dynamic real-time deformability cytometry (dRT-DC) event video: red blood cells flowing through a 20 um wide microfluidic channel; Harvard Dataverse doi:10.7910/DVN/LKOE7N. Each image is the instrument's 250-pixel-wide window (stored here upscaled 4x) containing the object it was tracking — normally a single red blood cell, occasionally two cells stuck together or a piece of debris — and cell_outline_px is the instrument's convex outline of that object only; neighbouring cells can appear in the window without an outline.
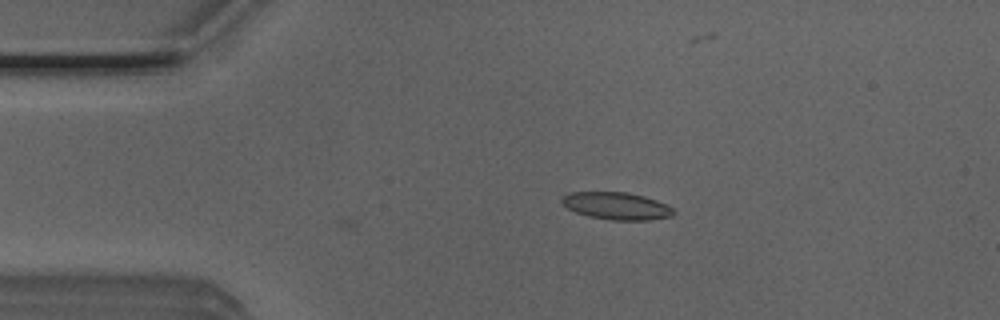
{"species": "Egyptian fruit bat (a non-hibernating species)", "species_latin": "Rousettus aegyptiacus", "temperature_condition": "room temperature", "stored_images_in_passage": 4, "camera_frame_rate_fps": 3000, "um_per_image_px": 0.085, "animal": {"sex": "male"}, "frame": {"image": 1, "passage_image": 4, "time_ms": 1.0, "image_size_px": [1000, 320], "cell_outline_px": [[676, 212], [672, 216], [648, 220], [612, 220], [588, 216], [576, 212], [568, 208], [560, 200], [568, 192], [628, 192], [644, 196], [656, 200], [672, 208]], "centroid_in_image_um": [52.41, 17.5], "position_along_channel_um": 32.6, "area_um2": 17.69}}